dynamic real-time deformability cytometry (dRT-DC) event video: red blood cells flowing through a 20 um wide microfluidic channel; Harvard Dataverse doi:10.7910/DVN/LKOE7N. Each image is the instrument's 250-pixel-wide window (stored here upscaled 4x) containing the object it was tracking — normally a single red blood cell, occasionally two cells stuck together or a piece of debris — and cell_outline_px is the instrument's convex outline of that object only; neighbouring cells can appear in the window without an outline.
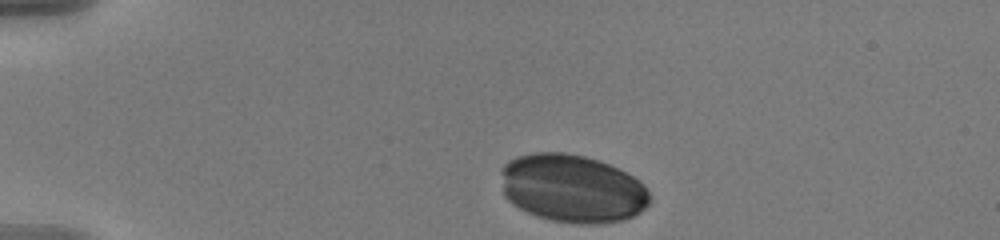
{"species": "human", "species_latin": "Homo sapiens", "temperature_condition": "warm", "stored_images_in_passage": 34, "camera_frame_rate_fps": 3000, "um_per_image_px": 0.085, "donor": {"sex": "male"}, "frame": {"image": 1, "passage_image": 1, "time_ms": 0.0, "image_size_px": [1000, 240], "cell_outline_px": [[648, 204], [640, 212], [624, 220], [600, 224], [576, 224], [552, 220], [528, 212], [512, 204], [504, 196], [500, 172], [500, 168], [508, 160], [516, 156], [532, 152], [564, 152], [584, 156], [600, 160], [632, 176], [644, 184], [648, 192]], "centroid_in_image_um": [48.6, 16.01], "position_along_channel_um": 36.4, "area_um2": 59.25}}
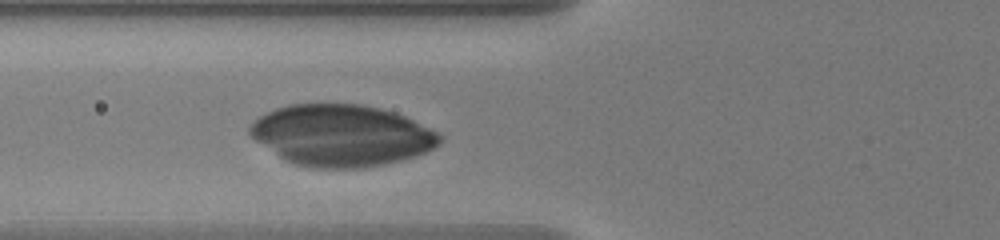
{"frame": {"image": 2, "passage_image": 10, "time_ms": 3.0, "image_size_px": [1000, 240], "cell_outline_px": [[444, 136], [440, 144], [416, 156], [384, 164], [356, 168], [312, 168], [296, 164], [284, 160], [256, 140], [248, 132], [248, 128], [260, 116], [276, 108], [288, 104], [360, 104], [380, 108], [404, 116]], "centroid_in_image_um": [29.01, 11.51], "position_along_channel_um": 96.8, "area_um2": 67.51}}
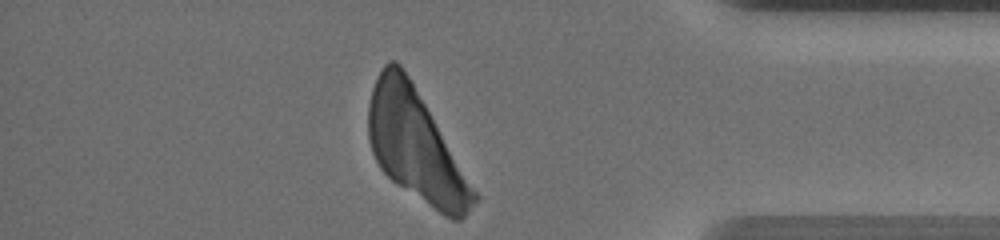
{"frame": {"image": 3, "passage_image": 34, "time_ms": 11.0, "image_size_px": [1000, 240], "cell_outline_px": [[480, 196], [468, 212], [460, 220], [452, 220], [396, 184], [380, 168], [372, 152], [368, 136], [368, 104], [372, 88], [376, 76], [384, 64], [388, 60], [396, 60], [400, 64], [408, 76]], "centroid_in_image_um": [35.31, 12.38], "position_along_channel_um": 399.9, "area_um2": 67.34}}